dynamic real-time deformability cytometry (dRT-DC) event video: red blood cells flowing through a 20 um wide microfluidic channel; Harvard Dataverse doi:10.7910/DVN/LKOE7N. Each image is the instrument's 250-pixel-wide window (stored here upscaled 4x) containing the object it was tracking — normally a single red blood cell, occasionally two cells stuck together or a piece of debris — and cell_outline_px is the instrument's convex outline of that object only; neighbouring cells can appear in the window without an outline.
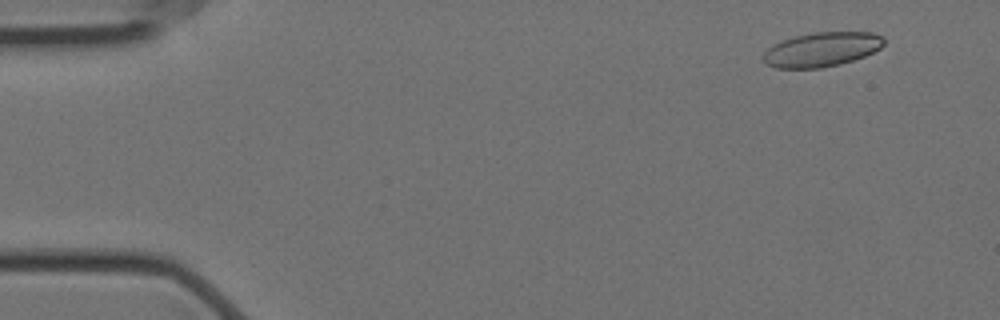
{"species": "Egyptian fruit bat (a non-hibernating species)", "species_latin": "Rousettus aegyptiacus", "temperature_condition": "cold", "stored_images_in_passage": 20, "camera_frame_rate_fps": 3000, "um_per_image_px": 0.085, "animal": {"sex": "female"}, "frame": {"image": 1, "passage_image": 2, "time_ms": 0.333, "image_size_px": [1000, 320], "cell_outline_px": [[884, 44], [880, 48], [864, 56], [840, 64], [820, 68], [776, 68], [764, 64], [764, 52], [768, 48], [784, 40], [796, 36], [816, 32], [872, 32], [884, 36]], "centroid_in_image_um": [69.87, 4.2], "position_along_channel_um": 15.1, "area_um2": 23.99}}
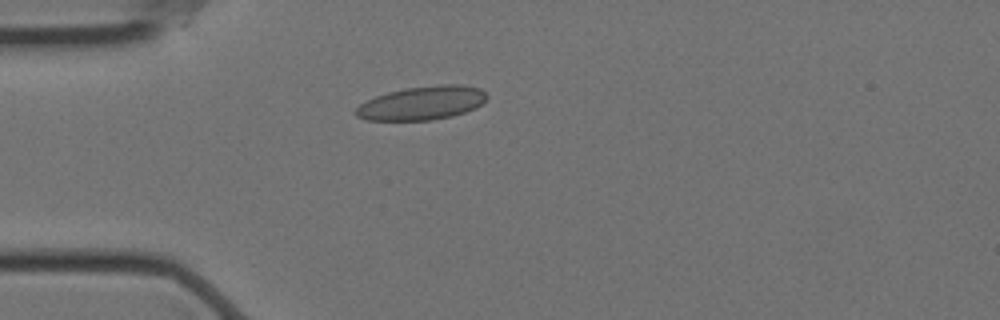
{"frame": {"image": 2, "passage_image": 13, "time_ms": 4.0, "image_size_px": [1000, 320], "cell_outline_px": [[488, 96], [476, 108], [452, 116], [432, 120], [368, 120], [356, 116], [352, 112], [360, 104], [376, 96], [388, 92], [408, 88], [440, 84], [460, 84], [480, 88]], "centroid_in_image_um": [35.86, 8.76], "position_along_channel_um": 49.1, "area_um2": 25.61}}
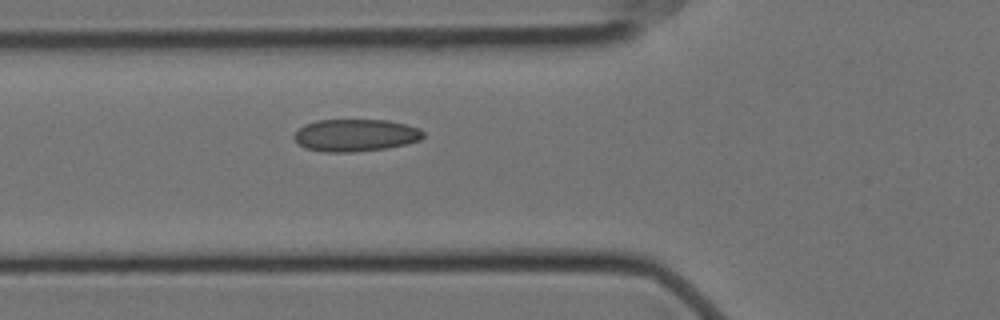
{"frame": {"image": 3, "passage_image": 18, "time_ms": 5.667, "image_size_px": [1000, 320], "cell_outline_px": [[424, 136], [420, 140], [408, 144], [388, 148], [352, 152], [324, 152], [304, 148], [292, 136], [304, 124], [316, 120], [388, 120], [420, 128], [424, 132]], "centroid_in_image_um": [30.23, 11.5], "position_along_channel_um": 95.6, "area_um2": 24.45}}